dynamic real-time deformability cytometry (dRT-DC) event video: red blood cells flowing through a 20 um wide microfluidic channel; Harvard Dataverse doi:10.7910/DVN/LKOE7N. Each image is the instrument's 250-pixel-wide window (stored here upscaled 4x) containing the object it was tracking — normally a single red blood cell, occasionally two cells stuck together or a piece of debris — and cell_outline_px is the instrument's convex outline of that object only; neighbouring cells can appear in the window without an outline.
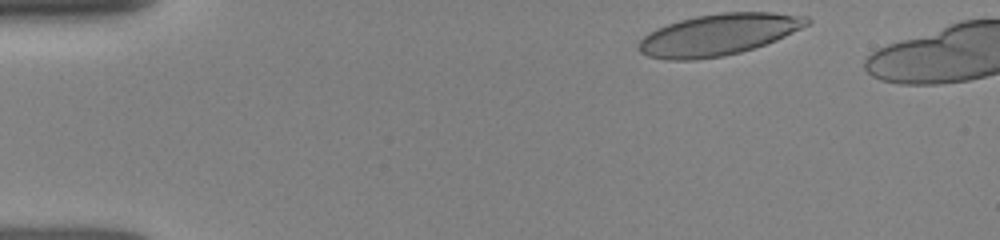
{"species": "human", "species_latin": "Homo sapiens", "temperature_condition": "room temperature", "stored_images_in_passage": 11, "camera_frame_rate_fps": 3000, "um_per_image_px": 0.085, "donor": {"sex": "female"}, "frame": {"image": 1, "passage_image": 1, "time_ms": 0.0, "image_size_px": [1000, 240], "cell_outline_px": [[812, 20], [808, 24], [776, 40], [740, 52], [724, 56], [692, 60], [668, 60], [648, 56], [640, 52], [636, 48], [636, 44], [648, 32], [656, 28], [680, 20], [696, 16], [720, 12], [772, 12], [808, 16]], "centroid_in_image_um": [61.03, 2.94], "position_along_channel_um": 24.0, "area_um2": 40.63}}
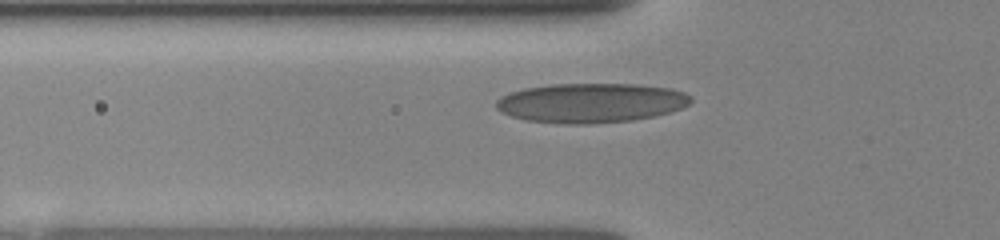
{"frame": {"image": 2, "passage_image": 8, "time_ms": 3.333, "image_size_px": [1000, 240], "cell_outline_px": [[692, 100], [688, 104], [680, 108], [668, 112], [652, 116], [632, 120], [588, 124], [568, 124], [528, 120], [512, 116], [496, 108], [496, 100], [500, 96], [508, 92], [524, 88], [552, 84], [636, 84], [672, 88], [684, 92], [692, 96]], "centroid_in_image_um": [50.22, 8.73], "position_along_channel_um": 75.6, "area_um2": 44.74}}
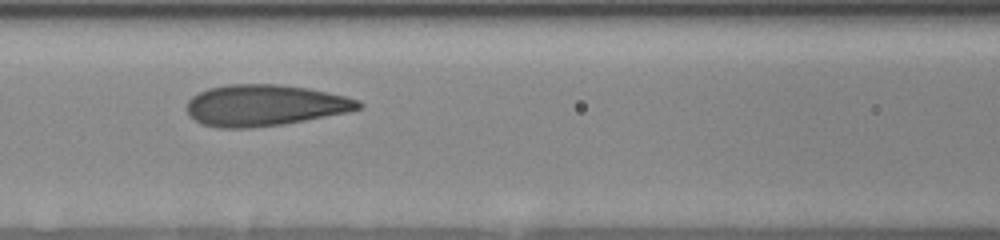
{"frame": {"image": 3, "passage_image": 10, "time_ms": 5.0, "image_size_px": [1000, 240], "cell_outline_px": [[364, 104], [360, 108], [348, 112], [284, 124], [252, 128], [216, 128], [200, 124], [188, 112], [188, 100], [192, 96], [208, 88], [228, 84], [280, 84], [308, 88], [344, 96], [360, 100]], "centroid_in_image_um": [22.5, 8.95], "position_along_channel_um": 144.1, "area_um2": 41.33}}